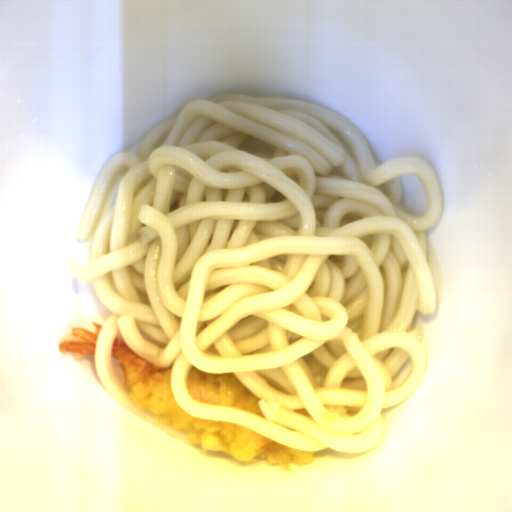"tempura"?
Instances as JSON below:
<instances>
[{"label": "tempura", "mask_w": 512, "mask_h": 512, "mask_svg": "<svg viewBox=\"0 0 512 512\" xmlns=\"http://www.w3.org/2000/svg\"><path fill=\"white\" fill-rule=\"evenodd\" d=\"M112 356L121 364L124 383L131 399L156 416L159 422L185 432L190 445L201 446L202 453L224 452L236 461L250 463L266 460L281 464L306 466L313 462L316 451L297 450L230 422L196 417L177 402L172 386V368H159L130 349L122 338L113 340Z\"/></svg>", "instance_id": "tempura-1"}, {"label": "tempura", "mask_w": 512, "mask_h": 512, "mask_svg": "<svg viewBox=\"0 0 512 512\" xmlns=\"http://www.w3.org/2000/svg\"><path fill=\"white\" fill-rule=\"evenodd\" d=\"M186 388L189 395L202 404L228 406L264 417L259 398L243 386L235 374H209L194 366L186 379Z\"/></svg>", "instance_id": "tempura-2"}, {"label": "tempura", "mask_w": 512, "mask_h": 512, "mask_svg": "<svg viewBox=\"0 0 512 512\" xmlns=\"http://www.w3.org/2000/svg\"><path fill=\"white\" fill-rule=\"evenodd\" d=\"M96 333L82 327L72 328V336L85 342L61 341L59 344V352L62 355L81 354L94 356L96 345L99 339L101 325L93 323Z\"/></svg>", "instance_id": "tempura-3"}]
</instances>
